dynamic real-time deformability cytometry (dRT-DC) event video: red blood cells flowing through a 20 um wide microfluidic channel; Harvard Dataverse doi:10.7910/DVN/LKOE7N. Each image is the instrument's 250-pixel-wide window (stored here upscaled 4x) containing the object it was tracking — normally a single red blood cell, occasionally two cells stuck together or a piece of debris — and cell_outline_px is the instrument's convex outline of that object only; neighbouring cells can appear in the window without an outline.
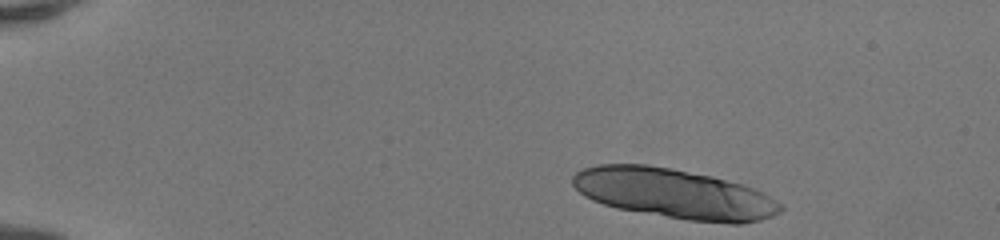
{"species": "human", "species_latin": "Homo sapiens", "temperature_condition": "room temperature", "stored_images_in_passage": 12, "camera_frame_rate_fps": 3000, "um_per_image_px": 0.085, "donor": {"sex": "female"}, "frame": {"image": 1, "passage_image": 1, "time_ms": 0.0, "image_size_px": [1000, 240], "cell_outline_px": [[784, 208], [780, 212], [772, 216], [760, 220], [740, 224], [732, 224], [688, 220], [616, 208], [592, 200], [584, 196], [572, 184], [572, 176], [576, 172], [584, 168], [596, 164], [648, 164], [672, 168], [712, 176], [740, 184], [764, 192], [784, 204]], "centroid_in_image_um": [57.32, 16.46], "position_along_channel_um": 27.7, "area_um2": 60.57}}